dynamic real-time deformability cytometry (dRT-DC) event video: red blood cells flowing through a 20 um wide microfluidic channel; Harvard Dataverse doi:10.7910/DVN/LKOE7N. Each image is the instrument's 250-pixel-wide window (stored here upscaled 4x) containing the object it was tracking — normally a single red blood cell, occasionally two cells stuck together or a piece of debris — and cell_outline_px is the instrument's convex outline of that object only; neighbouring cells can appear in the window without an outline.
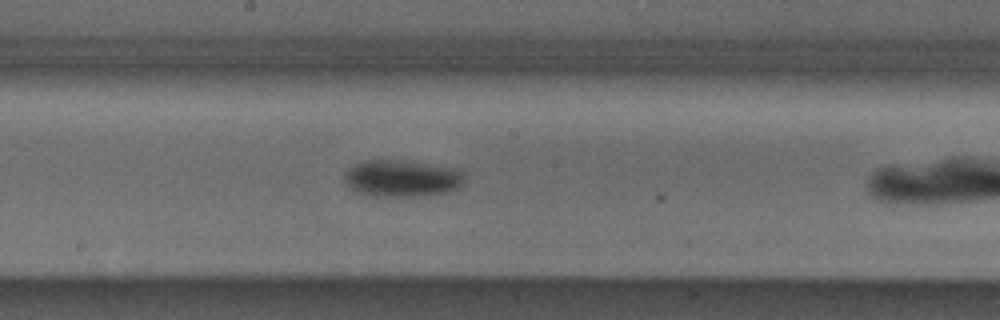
{"species": "Egyptian fruit bat (a non-hibernating species)", "species_latin": "Rousettus aegyptiacus", "temperature_condition": "cold", "stored_images_in_passage": 17, "camera_frame_rate_fps": 3000, "um_per_image_px": 0.085, "animal": {"sex": "male"}, "frame": {"image": 1, "passage_image": 16, "time_ms": 5.0, "image_size_px": [1000, 320], "cell_outline_px": [[464, 184], [460, 188], [448, 192], [412, 196], [372, 196], [360, 192], [352, 188], [344, 180], [344, 172], [348, 168], [360, 160], [400, 160], [460, 168], [464, 172]], "centroid_in_image_um": [34.21, 15.14], "position_along_channel_um": 214.0, "area_um2": 26.01}}